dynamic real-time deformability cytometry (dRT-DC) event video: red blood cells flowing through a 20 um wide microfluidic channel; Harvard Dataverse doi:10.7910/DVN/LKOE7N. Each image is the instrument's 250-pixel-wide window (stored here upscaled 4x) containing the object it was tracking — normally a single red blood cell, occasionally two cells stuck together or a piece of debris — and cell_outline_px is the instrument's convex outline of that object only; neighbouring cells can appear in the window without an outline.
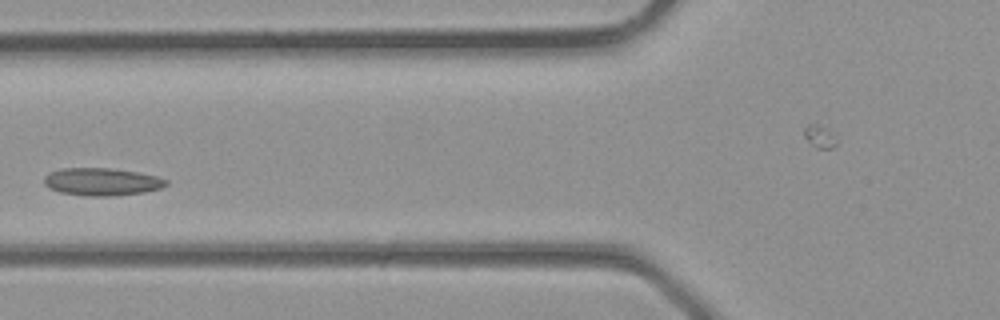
{"species": "common noctule bat (a hibernating species)", "species_latin": "Nyctalus noctula", "temperature_condition": "room temperature", "stored_images_in_passage": 5, "camera_frame_rate_fps": 3000, "um_per_image_px": 0.085, "animal": {"sex": "male", "body_mass_g": 23.1, "forearm_length_mm": 52.7}, "frame": {"image": 1, "passage_image": 4, "time_ms": 1.0, "image_size_px": [1000, 320], "cell_outline_px": [[168, 184], [160, 188], [144, 192], [112, 196], [88, 196], [60, 192], [48, 188], [44, 184], [44, 176], [60, 168], [108, 168], [136, 172], [156, 176], [168, 180]], "centroid_in_image_um": [8.64, 15.45], "position_along_channel_um": 117.2, "area_um2": 19.54}}